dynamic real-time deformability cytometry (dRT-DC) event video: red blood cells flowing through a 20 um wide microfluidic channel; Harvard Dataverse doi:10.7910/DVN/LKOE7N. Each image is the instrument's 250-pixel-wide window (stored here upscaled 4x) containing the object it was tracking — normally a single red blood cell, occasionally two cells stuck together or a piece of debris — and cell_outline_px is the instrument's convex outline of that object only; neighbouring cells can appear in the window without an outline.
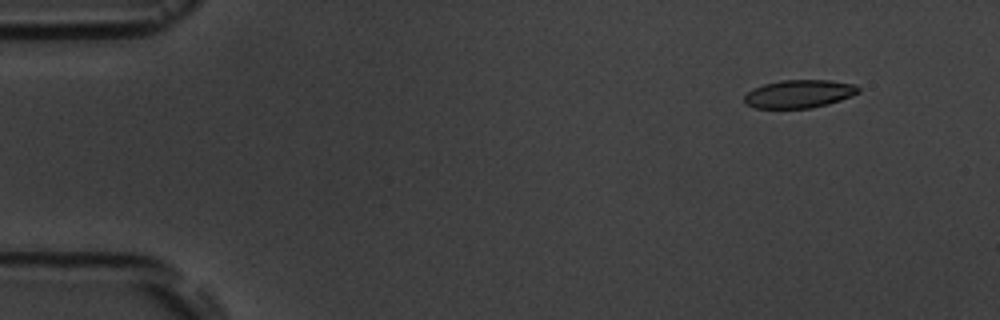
{"species": "common noctule bat (a hibernating species)", "species_latin": "Nyctalus noctula", "temperature_condition": "room temperature", "stored_images_in_passage": 5, "segment_of_instrument_passage": [2, 2], "camera_frame_rate_fps": 3000, "um_per_image_px": 0.085, "animal": {"sex": "male", "body_mass_g": 19.5, "forearm_length_mm": 54.6}, "frame": {"image": 1, "passage_image": 5, "time_ms": 5.333, "image_size_px": [1000, 320], "cell_outline_px": [[860, 92], [852, 96], [828, 104], [812, 108], [756, 108], [744, 104], [744, 96], [752, 88], [764, 84], [780, 80], [832, 80], [856, 84], [860, 88]], "centroid_in_image_um": [67.94, 7.97], "position_along_channel_um": 17.1, "area_um2": 18.9}}